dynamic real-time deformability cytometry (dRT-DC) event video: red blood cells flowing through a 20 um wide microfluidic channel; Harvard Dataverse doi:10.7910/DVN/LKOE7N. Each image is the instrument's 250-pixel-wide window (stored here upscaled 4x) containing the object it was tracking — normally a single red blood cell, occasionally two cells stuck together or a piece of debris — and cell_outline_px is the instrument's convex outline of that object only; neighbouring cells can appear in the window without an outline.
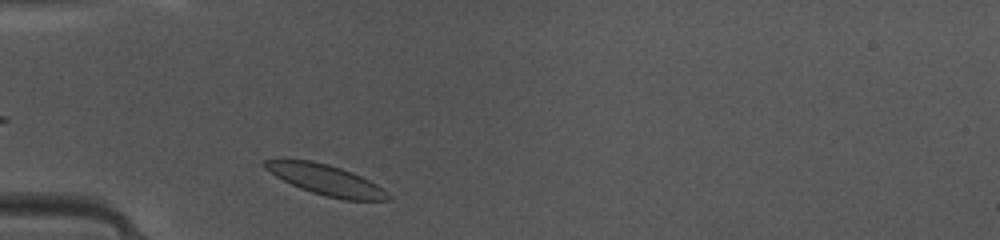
{"species": "common noctule bat (a hibernating species)", "species_latin": "Nyctalus noctula", "temperature_condition": "warm", "stored_images_in_passage": 33, "camera_frame_rate_fps": 3000, "um_per_image_px": 0.085, "animal": {"sex": "female", "body_mass_g": 10.0, "forearm_length_mm": 53.1}, "frame": {"image": 1, "passage_image": 1, "time_ms": 0.0, "image_size_px": [1000, 240], "cell_outline_px": [[392, 200], [344, 200], [324, 196], [300, 188], [276, 176], [264, 168], [264, 160], [312, 160], [328, 164], [352, 172], [376, 184], [388, 192], [392, 196]], "centroid_in_image_um": [27.75, 15.31], "position_along_channel_um": 57.2, "area_um2": 21.62}}
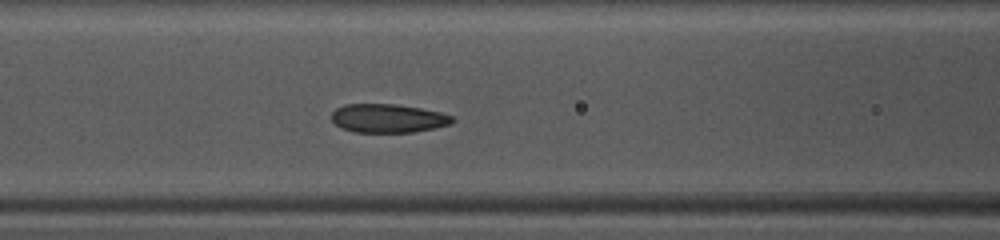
{"frame": {"image": 2, "passage_image": 7, "time_ms": 2.0, "image_size_px": [1000, 240], "cell_outline_px": [[456, 120], [448, 124], [432, 128], [412, 132], [352, 132], [336, 124], [332, 120], [332, 112], [336, 108], [344, 104], [392, 104], [420, 108], [440, 112], [452, 116]], "centroid_in_image_um": [32.96, 10.05], "position_along_channel_um": 133.6, "area_um2": 19.94}}
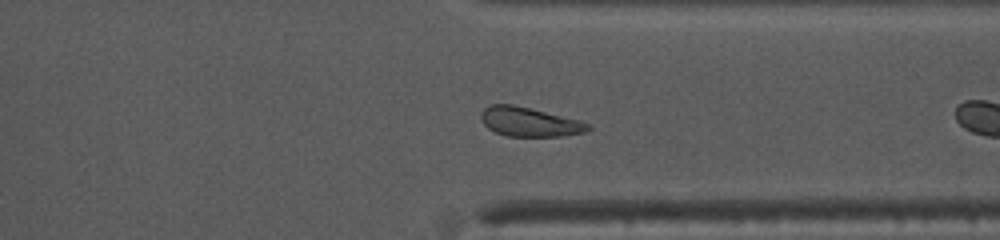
{"frame": {"image": 3, "passage_image": 21, "time_ms": 6.667, "image_size_px": [1000, 240], "cell_outline_px": [[592, 128], [584, 132], [560, 136], [508, 136], [496, 132], [488, 128], [480, 120], [480, 112], [484, 108], [492, 104], [512, 104], [580, 120], [592, 124]], "centroid_in_image_um": [44.99, 10.36], "position_along_channel_um": 366.4, "area_um2": 18.21}, "authors_computed_cell_mechanics": {"area_um2": 19.941, "velocity_mm_per_s": 4.1527, "shape_relaxation_time_tau1_ms": 2.3777, "shape_relaxation_time_tau2_ms": 1.8074, "deformation_change_tau1": 0.0552, "deformation_change_tau2": 0.054}}